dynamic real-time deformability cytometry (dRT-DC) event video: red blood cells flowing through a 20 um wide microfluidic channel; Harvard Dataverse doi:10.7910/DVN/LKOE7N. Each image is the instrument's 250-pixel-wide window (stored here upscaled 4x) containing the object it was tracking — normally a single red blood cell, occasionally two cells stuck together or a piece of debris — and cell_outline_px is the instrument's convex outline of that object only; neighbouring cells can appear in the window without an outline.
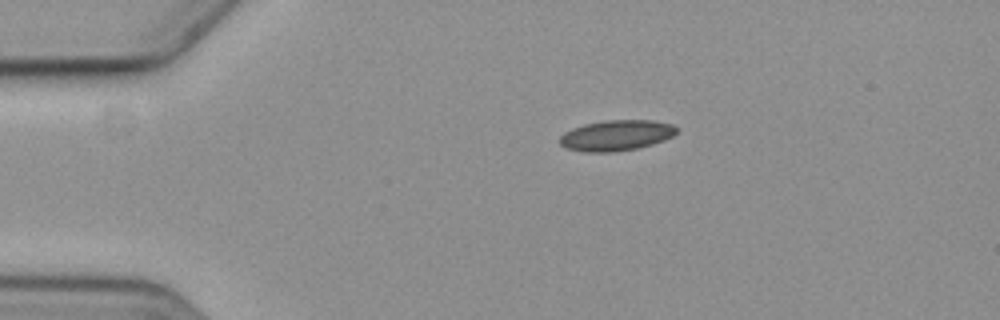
{"species": "common noctule bat (a hibernating species)", "species_latin": "Nyctalus noctula", "temperature_condition": "cold", "stored_images_in_passage": 4, "camera_frame_rate_fps": 3000, "um_per_image_px": 0.085, "animal": {"sex": "female", "body_mass_g": 19.3, "forearm_length_mm": 54.1}, "frame": {"image": 1, "passage_image": 1, "time_ms": 0.0, "image_size_px": [1000, 320], "cell_outline_px": [[676, 132], [672, 136], [664, 140], [652, 144], [636, 148], [616, 152], [584, 152], [564, 148], [560, 144], [560, 136], [564, 132], [572, 128], [584, 124], [604, 120], [652, 120], [672, 124], [676, 128]], "centroid_in_image_um": [52.34, 11.51], "position_along_channel_um": 32.7, "area_um2": 20.92}}
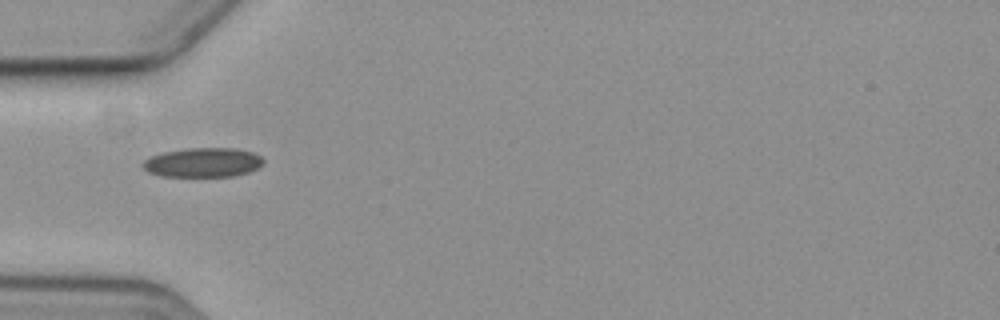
{"frame": {"image": 2, "passage_image": 3, "time_ms": 2.333, "image_size_px": [1000, 320], "cell_outline_px": [[264, 164], [248, 172], [232, 176], [160, 176], [148, 172], [140, 164], [144, 160], [152, 156], [164, 152], [188, 148], [236, 148], [252, 152], [260, 156], [264, 160]], "centroid_in_image_um": [17.24, 13.81], "position_along_channel_um": 67.8, "area_um2": 20.58}}
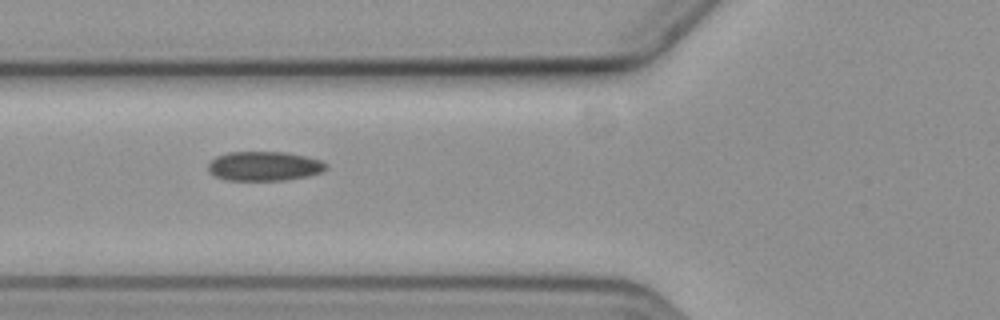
{"frame": {"image": 3, "passage_image": 4, "time_ms": 3.333, "image_size_px": [1000, 320], "cell_outline_px": [[328, 168], [320, 172], [308, 176], [284, 180], [224, 180], [208, 172], [208, 164], [216, 156], [228, 152], [288, 152], [320, 160], [328, 164]], "centroid_in_image_um": [22.45, 14.12], "position_along_channel_um": 103.4, "area_um2": 20.23}}